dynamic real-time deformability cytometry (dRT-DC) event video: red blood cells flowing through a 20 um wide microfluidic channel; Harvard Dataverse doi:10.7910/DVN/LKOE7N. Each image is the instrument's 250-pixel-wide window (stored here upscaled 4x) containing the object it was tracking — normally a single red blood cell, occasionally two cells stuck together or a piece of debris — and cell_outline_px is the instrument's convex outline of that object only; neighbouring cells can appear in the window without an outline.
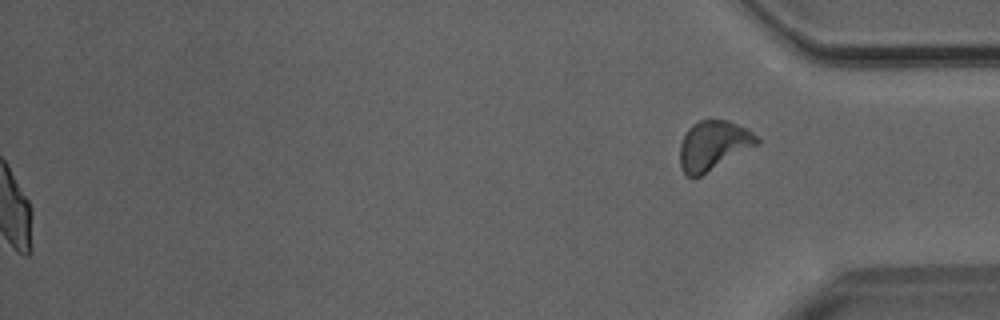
{"species": "Egyptian fruit bat (a non-hibernating species)", "species_latin": "Rousettus aegyptiacus", "temperature_condition": "room temperature", "stored_images_in_passage": 50, "segment_of_instrument_passage": [2, 2], "camera_frame_rate_fps": 3000, "um_per_image_px": 0.085, "animal": {"sex": "male"}, "frame": {"image": 1, "passage_image": 50, "time_ms": 16.333, "image_size_px": [1000, 320], "cell_outline_px": [[760, 144], [700, 176], [688, 176], [680, 168], [680, 144], [688, 128], [692, 124], [700, 120], [728, 120], [748, 128], [760, 140]], "centroid_in_image_um": [60.65, 12.35], "position_along_channel_um": 374.5, "area_um2": 22.2}}